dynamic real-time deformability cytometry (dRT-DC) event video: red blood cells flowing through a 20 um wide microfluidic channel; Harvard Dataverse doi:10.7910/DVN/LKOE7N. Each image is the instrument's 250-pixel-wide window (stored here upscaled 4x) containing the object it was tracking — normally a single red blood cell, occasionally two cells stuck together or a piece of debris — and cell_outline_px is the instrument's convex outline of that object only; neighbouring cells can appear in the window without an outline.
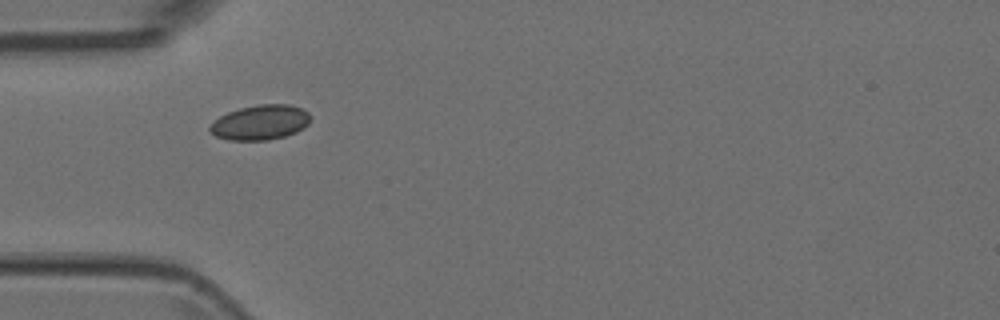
{"species": "Egyptian fruit bat (a non-hibernating species)", "species_latin": "Rousettus aegyptiacus", "temperature_condition": "room temperature", "stored_images_in_passage": 4, "camera_frame_rate_fps": 3000, "um_per_image_px": 0.085, "animal": {"sex": "female"}, "frame": {"image": 1, "passage_image": 3, "time_ms": 0.667, "image_size_px": [1000, 320], "cell_outline_px": [[312, 116], [308, 124], [304, 128], [296, 132], [284, 136], [268, 140], [228, 140], [216, 136], [208, 132], [208, 128], [220, 116], [228, 112], [240, 108], [260, 104], [288, 104], [300, 108], [308, 112]], "centroid_in_image_um": [22.13, 10.41], "position_along_channel_um": 62.9, "area_um2": 20.46}}
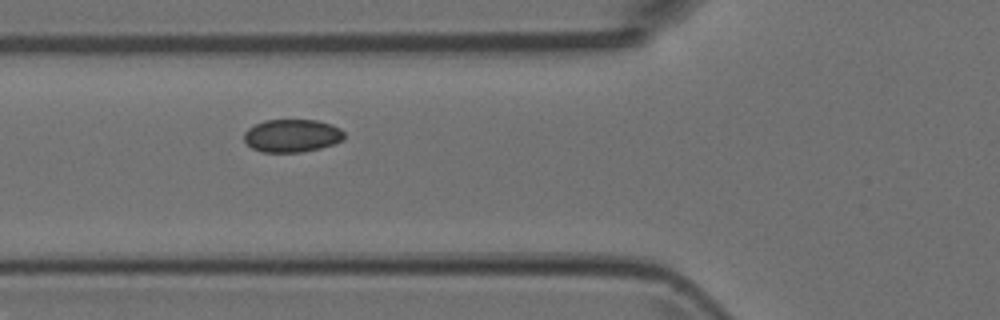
{"frame": {"image": 2, "passage_image": 4, "time_ms": 1.0, "image_size_px": [1000, 320], "cell_outline_px": [[344, 140], [320, 148], [300, 152], [260, 152], [252, 148], [244, 140], [244, 132], [248, 128], [264, 120], [316, 120], [332, 124], [340, 128], [344, 132]], "centroid_in_image_um": [24.82, 11.53], "position_along_channel_um": 101.0, "area_um2": 19.25}}